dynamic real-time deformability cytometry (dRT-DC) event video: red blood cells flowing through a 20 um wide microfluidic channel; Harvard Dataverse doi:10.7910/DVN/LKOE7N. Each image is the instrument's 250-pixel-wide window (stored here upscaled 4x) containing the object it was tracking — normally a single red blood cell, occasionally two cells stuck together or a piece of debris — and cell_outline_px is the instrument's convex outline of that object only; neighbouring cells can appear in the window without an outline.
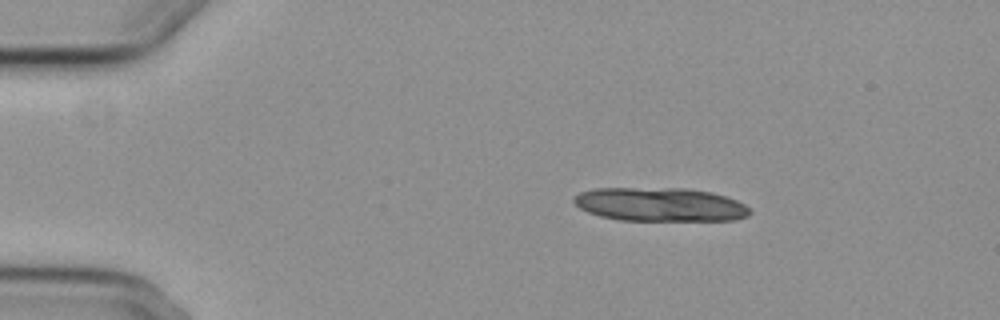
{"species": "common noctule bat (a hibernating species)", "species_latin": "Nyctalus noctula", "temperature_condition": "cold", "stored_images_in_passage": 5, "camera_frame_rate_fps": 3000, "um_per_image_px": 0.085, "animal": {"sex": "female", "body_mass_g": 29.2, "forearm_length_mm": 56.3}, "frame": {"image": 1, "passage_image": 2, "time_ms": 1.333, "image_size_px": [1000, 320], "cell_outline_px": [[752, 212], [748, 216], [736, 220], [620, 220], [600, 216], [588, 212], [580, 208], [572, 200], [580, 192], [596, 188], [684, 188], [712, 192], [736, 200], [744, 204]], "centroid_in_image_um": [56.11, 17.38], "position_along_channel_um": 28.9, "area_um2": 34.51}}